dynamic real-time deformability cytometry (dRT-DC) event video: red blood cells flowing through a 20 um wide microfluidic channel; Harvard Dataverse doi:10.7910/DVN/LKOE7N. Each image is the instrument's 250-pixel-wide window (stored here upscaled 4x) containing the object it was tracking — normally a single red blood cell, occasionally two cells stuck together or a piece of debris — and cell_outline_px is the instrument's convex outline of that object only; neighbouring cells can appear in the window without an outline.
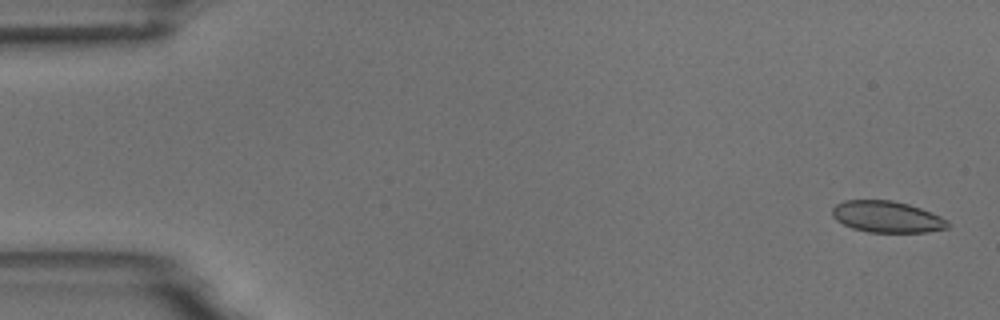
{"species": "common noctule bat (a hibernating species)", "species_latin": "Nyctalus noctula", "temperature_condition": "room temperature", "stored_images_in_passage": 5, "camera_frame_rate_fps": 3000, "um_per_image_px": 0.085, "animal": {"sex": "male", "body_mass_g": 18.8}, "frame": {"image": 1, "passage_image": 1, "time_ms": 0.0, "image_size_px": [1000, 320], "cell_outline_px": [[952, 224], [948, 228], [928, 232], [868, 232], [852, 228], [836, 220], [832, 216], [832, 208], [836, 204], [844, 200], [892, 200], [908, 204], [920, 208], [940, 216], [948, 220]], "centroid_in_image_um": [75.4, 18.43], "position_along_channel_um": 9.6, "area_um2": 21.27}}
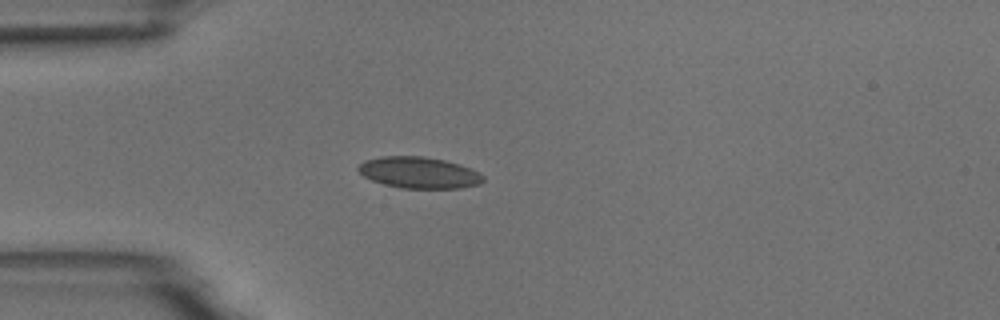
{"frame": {"image": 2, "passage_image": 5, "time_ms": 4.333, "image_size_px": [1000, 320], "cell_outline_px": [[484, 180], [480, 184], [460, 188], [400, 188], [384, 184], [372, 180], [364, 176], [356, 168], [364, 160], [380, 156], [424, 156], [444, 160], [460, 164], [480, 172], [484, 176]], "centroid_in_image_um": [35.63, 14.67], "position_along_channel_um": 49.4, "area_um2": 22.95}}